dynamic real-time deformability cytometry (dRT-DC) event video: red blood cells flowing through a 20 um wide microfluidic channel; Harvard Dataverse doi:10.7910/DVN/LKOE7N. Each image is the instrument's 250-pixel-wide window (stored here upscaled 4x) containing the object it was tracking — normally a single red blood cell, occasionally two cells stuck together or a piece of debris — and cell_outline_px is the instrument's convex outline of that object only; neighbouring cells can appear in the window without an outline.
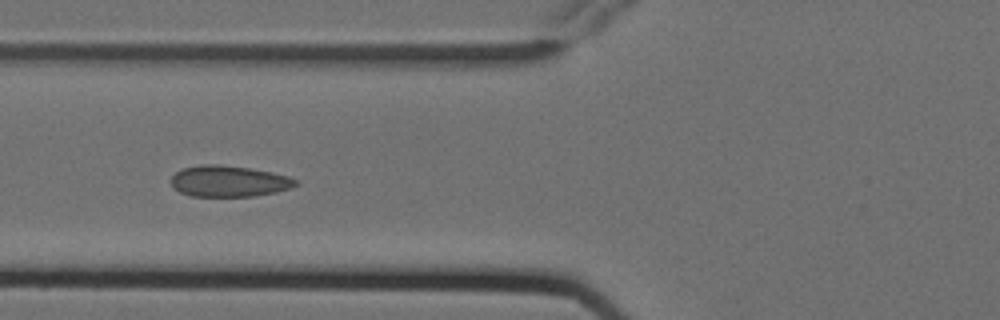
{"species": "Egyptian fruit bat (a non-hibernating species)", "species_latin": "Rousettus aegyptiacus", "temperature_condition": "cold", "stored_images_in_passage": 10, "camera_frame_rate_fps": 3000, "um_per_image_px": 0.085, "animal": {"sex": "female"}, "frame": {"image": 1, "passage_image": 5, "time_ms": 1.333, "image_size_px": [1000, 320], "cell_outline_px": [[300, 184], [292, 188], [276, 192], [256, 196], [192, 196], [180, 192], [172, 188], [168, 180], [176, 172], [184, 168], [200, 164], [220, 164], [248, 168], [272, 172], [288, 176], [300, 180]], "centroid_in_image_um": [19.46, 15.4], "position_along_channel_um": 106.3, "area_um2": 23.0}}
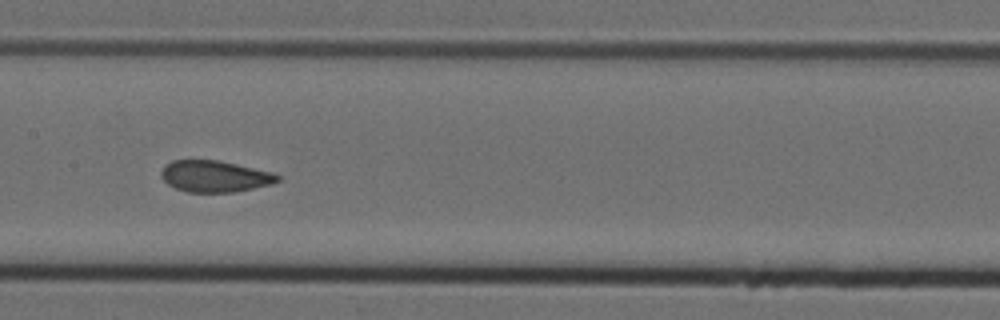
{"frame": {"image": 2, "passage_image": 7, "time_ms": 2.0, "image_size_px": [1000, 320], "cell_outline_px": [[280, 180], [272, 184], [236, 192], [188, 192], [176, 188], [168, 184], [160, 176], [160, 172], [164, 164], [172, 160], [216, 160], [236, 164], [272, 172], [280, 176]], "centroid_in_image_um": [18.24, 14.98], "position_along_channel_um": 189.2, "area_um2": 21.39}}
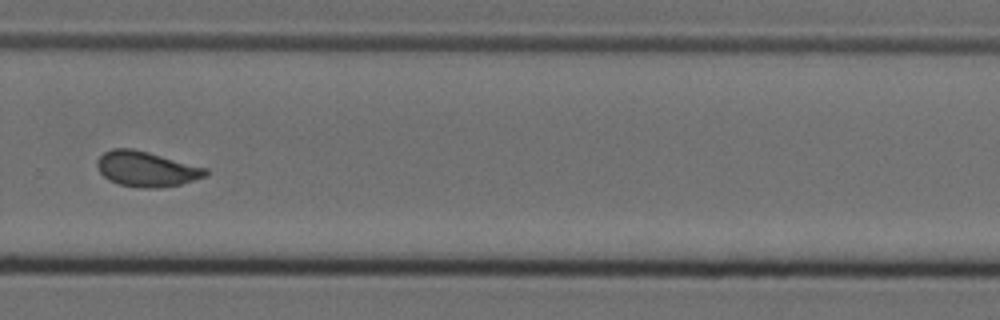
{"frame": {"image": 3, "passage_image": 10, "time_ms": 3.0, "image_size_px": [1000, 320], "cell_outline_px": [[208, 176], [180, 184], [156, 188], [140, 188], [120, 184], [108, 180], [100, 172], [96, 164], [96, 160], [104, 152], [112, 148], [132, 148], [148, 152], [208, 168]], "centroid_in_image_um": [12.45, 14.36], "position_along_channel_um": 317.4, "area_um2": 22.31}}